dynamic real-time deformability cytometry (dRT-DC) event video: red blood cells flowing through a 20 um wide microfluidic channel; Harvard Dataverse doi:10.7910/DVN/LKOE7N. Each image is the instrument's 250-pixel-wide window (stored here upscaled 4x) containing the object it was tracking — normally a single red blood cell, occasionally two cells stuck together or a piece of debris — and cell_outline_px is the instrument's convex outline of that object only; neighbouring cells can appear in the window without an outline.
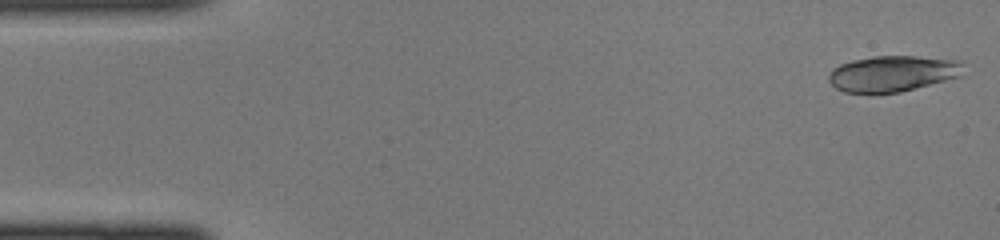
{"species": "common noctule bat (a hibernating species)", "species_latin": "Nyctalus noctula", "temperature_condition": "cold", "stored_images_in_passage": 43, "camera_frame_rate_fps": 3000, "um_per_image_px": 0.085, "animal": {"sex": "female", "body_mass_g": 22.0, "forearm_length_mm": 56.7}, "frame": {"image": 1, "passage_image": 1, "time_ms": 0.0, "image_size_px": [1000, 240], "cell_outline_px": [[964, 76], [900, 92], [844, 92], [836, 88], [828, 80], [828, 76], [832, 68], [840, 64], [852, 60], [872, 56], [916, 56], [960, 60], [964, 64]], "centroid_in_image_um": [75.93, 6.24], "position_along_channel_um": 9.1, "area_um2": 28.44}}
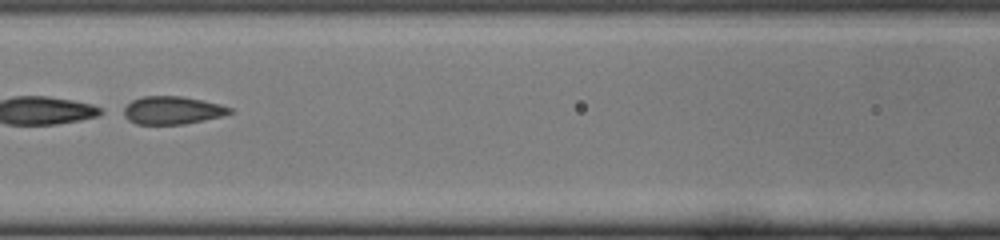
{"frame": {"image": 2, "passage_image": 19, "time_ms": 6.0, "image_size_px": [1000, 240], "cell_outline_px": [[236, 112], [204, 120], [184, 124], [136, 124], [128, 120], [116, 112], [132, 100], [144, 96], [180, 96], [220, 104], [232, 108]], "centroid_in_image_um": [14.56, 9.38], "position_along_channel_um": 152.0, "area_um2": 17.57}}
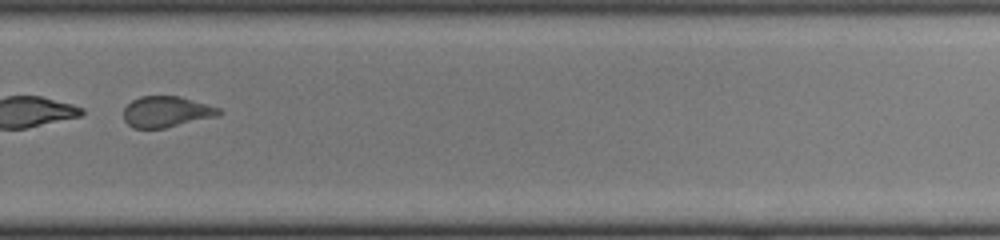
{"frame": {"image": 3, "passage_image": 30, "time_ms": 9.667, "image_size_px": [1000, 240], "cell_outline_px": [[224, 112], [220, 116], [164, 128], [132, 128], [124, 120], [124, 108], [132, 100], [140, 96], [180, 96], [220, 108]], "centroid_in_image_um": [14.18, 9.5], "position_along_channel_um": 315.6, "area_um2": 17.34}}